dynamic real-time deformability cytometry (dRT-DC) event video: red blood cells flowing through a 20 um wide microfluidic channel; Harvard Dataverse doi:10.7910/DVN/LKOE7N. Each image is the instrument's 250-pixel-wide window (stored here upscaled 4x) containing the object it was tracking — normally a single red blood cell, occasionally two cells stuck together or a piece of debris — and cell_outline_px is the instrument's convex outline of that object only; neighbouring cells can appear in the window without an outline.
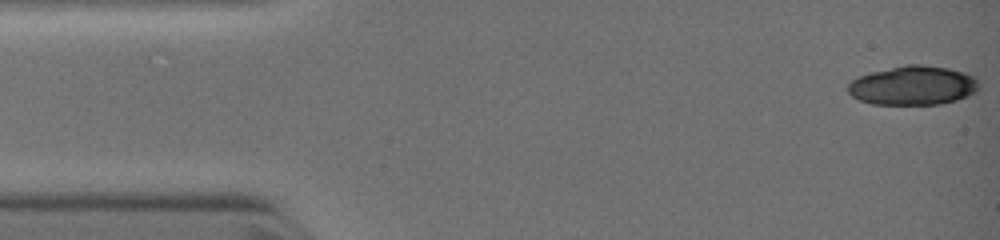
{"species": "common noctule bat (a hibernating species)", "species_latin": "Nyctalus noctula", "temperature_condition": "warm", "stored_images_in_passage": 4, "camera_frame_rate_fps": 3000, "um_per_image_px": 0.085, "animal": {"sex": "female", "body_mass_g": 19.0, "forearm_length_mm": 51.5}, "frame": {"image": 1, "passage_image": 1, "time_ms": 0.0, "image_size_px": [1000, 240], "cell_outline_px": [[980, 88], [976, 92], [968, 96], [956, 100], [940, 104], [872, 104], [860, 100], [852, 96], [848, 92], [848, 84], [856, 76], [904, 64], [924, 64], [948, 68], [964, 72], [972, 76], [980, 84]], "centroid_in_image_um": [77.61, 7.26], "position_along_channel_um": 7.4, "area_um2": 30.06}}